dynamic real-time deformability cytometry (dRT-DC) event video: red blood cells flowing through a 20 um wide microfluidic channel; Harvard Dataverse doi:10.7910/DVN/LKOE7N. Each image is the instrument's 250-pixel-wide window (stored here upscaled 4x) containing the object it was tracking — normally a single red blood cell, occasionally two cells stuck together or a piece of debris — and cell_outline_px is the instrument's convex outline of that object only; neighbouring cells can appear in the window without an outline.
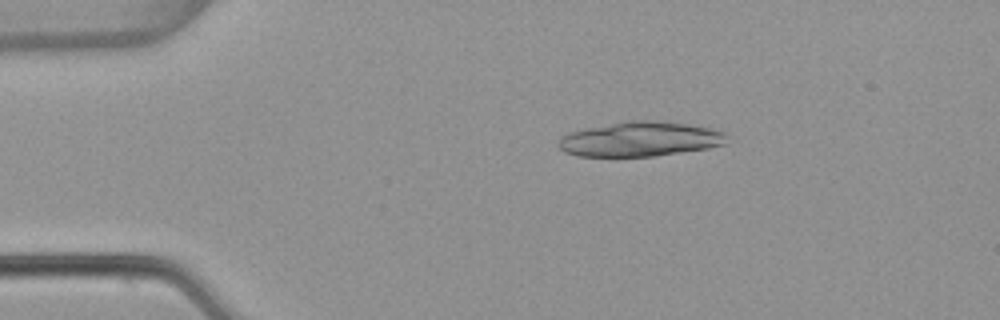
{"species": "common noctule bat (a hibernating species)", "species_latin": "Nyctalus noctula", "temperature_condition": "warm", "stored_images_in_passage": 20, "camera_frame_rate_fps": 3000, "um_per_image_px": 0.085, "animal": {"sex": "female", "body_mass_g": 22.7, "forearm_length_mm": 54.2}, "frame": {"image": 1, "passage_image": 9, "time_ms": 2.667, "image_size_px": [1000, 320], "cell_outline_px": [[724, 144], [708, 148], [656, 156], [576, 156], [564, 152], [556, 144], [560, 136], [572, 132], [588, 128], [628, 120], [652, 120], [688, 124], [712, 128], [724, 132]], "centroid_in_image_um": [54.37, 11.83], "position_along_channel_um": 30.6, "area_um2": 33.87}}